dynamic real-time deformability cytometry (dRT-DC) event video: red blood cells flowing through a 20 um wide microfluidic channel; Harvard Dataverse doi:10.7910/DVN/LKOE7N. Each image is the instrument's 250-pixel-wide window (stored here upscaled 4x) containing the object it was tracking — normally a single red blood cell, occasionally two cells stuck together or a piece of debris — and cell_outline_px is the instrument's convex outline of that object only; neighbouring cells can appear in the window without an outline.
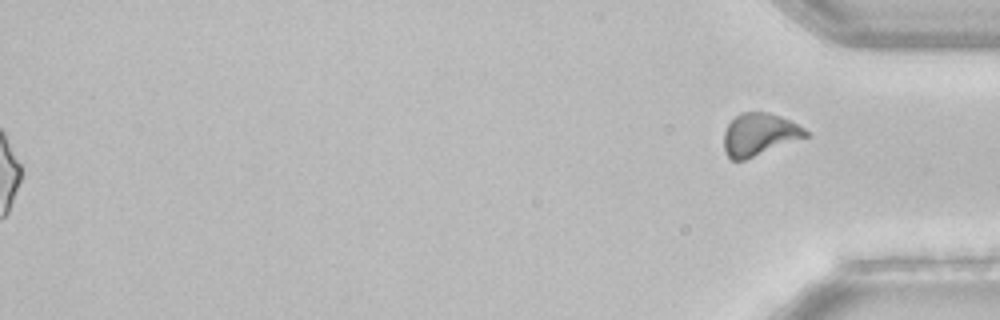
{"species": "common noctule bat (a hibernating species)", "species_latin": "Nyctalus noctula", "temperature_condition": "room temperature", "stored_images_in_passage": 53, "camera_frame_rate_fps": 3000, "um_per_image_px": 0.085, "animal": {"sex": "female", "body_mass_g": 22.7, "forearm_length_mm": 54.2}, "frame": {"image": 1, "passage_image": 53, "time_ms": 17.333, "image_size_px": [1000, 320], "cell_outline_px": [[808, 136], [744, 160], [732, 160], [724, 152], [724, 132], [728, 124], [740, 112], [768, 112], [780, 116], [804, 128], [808, 132]], "centroid_in_image_um": [64.51, 11.42], "position_along_channel_um": 370.7, "area_um2": 19.94}, "authors_computed_cell_mechanics": {"area_um2": 20.1144, "velocity_mm_per_s": 3.8973, "shape_relaxation_time_tau1_ms": 9.3966, "shape_relaxation_time_tau2_ms": null, "deformation_change_tau1": 0.1759, "deformation_change_tau2": null}}